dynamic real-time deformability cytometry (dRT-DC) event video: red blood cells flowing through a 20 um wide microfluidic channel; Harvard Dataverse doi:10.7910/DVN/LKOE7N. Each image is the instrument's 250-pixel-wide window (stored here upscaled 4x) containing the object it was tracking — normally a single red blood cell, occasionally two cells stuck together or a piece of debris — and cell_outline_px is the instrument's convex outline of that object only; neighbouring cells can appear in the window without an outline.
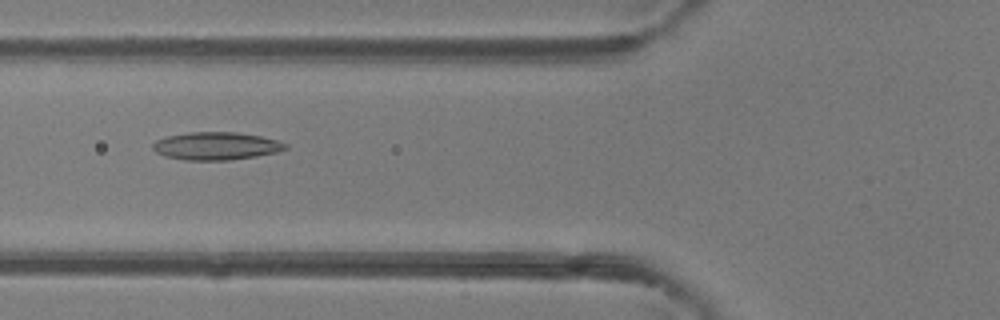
{"species": "common noctule bat (a hibernating species)", "species_latin": "Nyctalus noctula", "temperature_condition": "room temperature", "stored_images_in_passage": 40, "camera_frame_rate_fps": 3000, "um_per_image_px": 0.085, "animal": {"sex": "female"}, "frame": {"image": 1, "passage_image": 11, "time_ms": 3.333, "image_size_px": [1000, 320], "cell_outline_px": [[288, 148], [276, 152], [256, 156], [228, 160], [184, 160], [164, 156], [156, 152], [152, 148], [152, 144], [156, 140], [168, 136], [188, 132], [236, 132], [260, 136], [276, 140], [288, 144]], "centroid_in_image_um": [18.35, 12.41], "position_along_channel_um": 107.4, "area_um2": 21.44}}
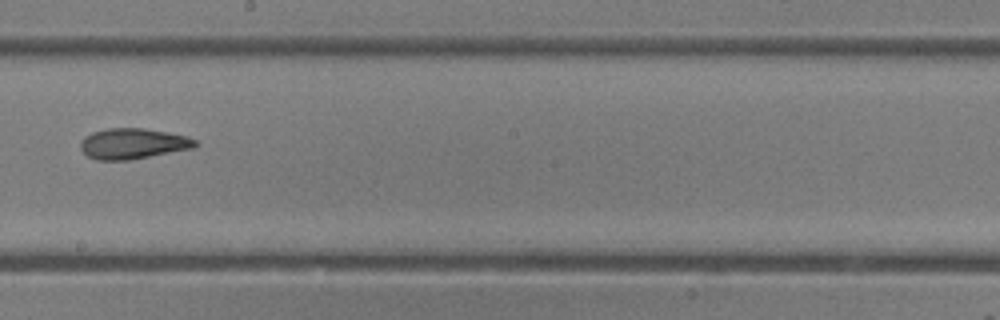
{"frame": {"image": 2, "passage_image": 20, "time_ms": 6.333, "image_size_px": [1000, 320], "cell_outline_px": [[196, 144], [192, 148], [128, 160], [96, 160], [88, 156], [80, 148], [80, 140], [84, 136], [92, 132], [108, 128], [144, 128], [188, 136], [196, 140]], "centroid_in_image_um": [11.25, 12.2], "position_along_channel_um": 237.0, "area_um2": 20.35}}
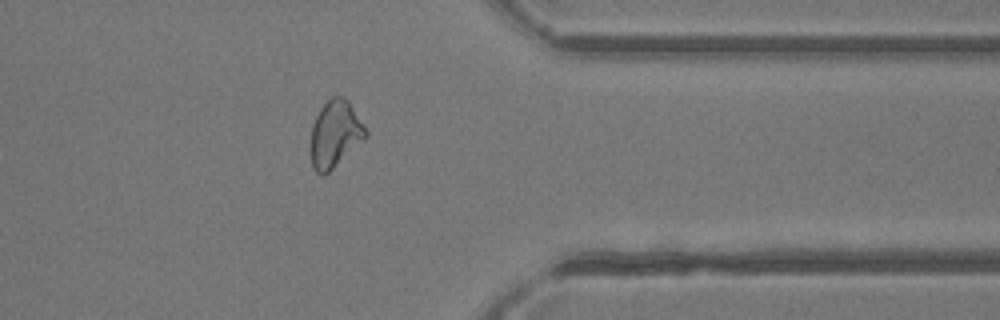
{"frame": {"image": 3, "passage_image": 31, "time_ms": 10.0, "image_size_px": [1000, 320], "cell_outline_px": [[368, 136], [324, 176], [316, 172], [312, 168], [312, 124], [320, 108], [332, 96], [340, 96], [348, 100], [368, 132]], "centroid_in_image_um": [28.49, 11.39], "position_along_channel_um": 382.9, "area_um2": 21.04}, "authors_computed_cell_mechanics": {"area_um2": 21.4438, "velocity_mm_per_s": 4.3114, "shape_relaxation_time_tau1_ms": 7.9014, "shape_relaxation_time_tau2_ms": 2.6779, "deformation_change_tau1": 0.1899, "deformation_change_tau2": 0.1095}}